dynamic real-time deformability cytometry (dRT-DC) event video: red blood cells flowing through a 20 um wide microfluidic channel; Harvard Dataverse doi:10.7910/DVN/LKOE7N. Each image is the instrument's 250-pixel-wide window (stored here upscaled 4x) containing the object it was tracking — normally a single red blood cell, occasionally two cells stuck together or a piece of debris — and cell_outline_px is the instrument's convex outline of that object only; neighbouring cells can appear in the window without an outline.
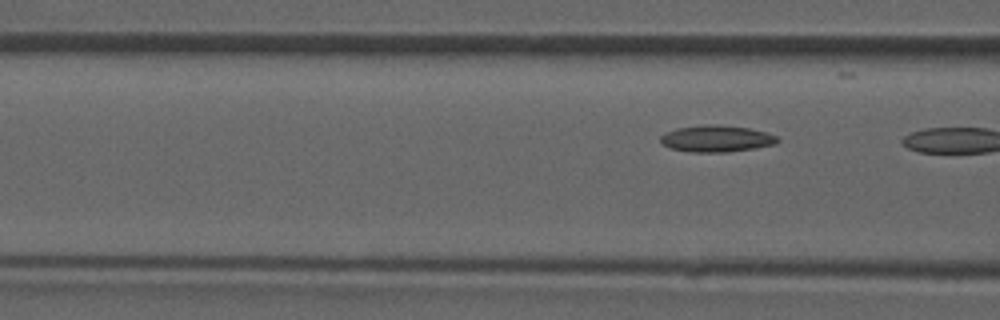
{"species": "common noctule bat (a hibernating species)", "species_latin": "Nyctalus noctula", "temperature_condition": "room temperature", "stored_images_in_passage": 7, "segment_of_instrument_passage": [2, 2], "camera_frame_rate_fps": 3000, "um_per_image_px": 0.085, "animal": {"sex": "male", "forearm_length_mm": 52.5}, "frame": {"image": 1, "passage_image": 7, "time_ms": 7.667, "image_size_px": [1000, 320], "cell_outline_px": [[780, 140], [776, 144], [728, 152], [692, 152], [672, 148], [664, 144], [660, 140], [660, 136], [664, 132], [676, 128], [704, 124], [708, 124], [748, 128], [764, 132], [776, 136]], "centroid_in_image_um": [60.87, 11.78], "position_along_channel_um": 105.7, "area_um2": 17.92}}